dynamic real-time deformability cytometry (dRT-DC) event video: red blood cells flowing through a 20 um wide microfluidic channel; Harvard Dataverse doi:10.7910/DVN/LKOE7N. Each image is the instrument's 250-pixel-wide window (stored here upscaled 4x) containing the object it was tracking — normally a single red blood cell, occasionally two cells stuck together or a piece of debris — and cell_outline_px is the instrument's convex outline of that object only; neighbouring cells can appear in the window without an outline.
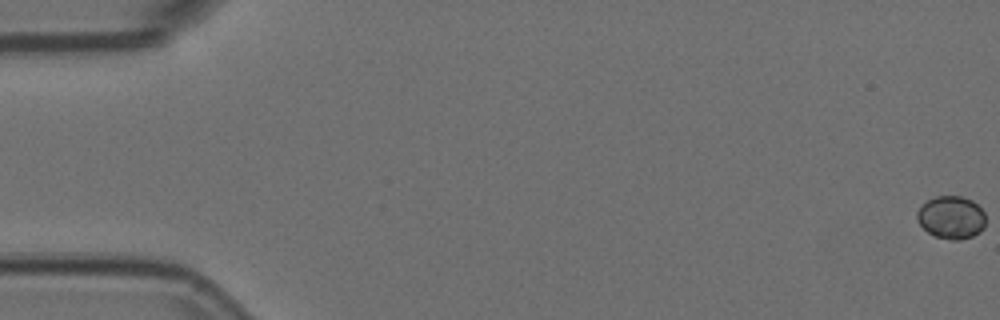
{"species": "Egyptian fruit bat (a non-hibernating species)", "species_latin": "Rousettus aegyptiacus", "temperature_condition": "room temperature", "stored_images_in_passage": 1, "camera_frame_rate_fps": 3000, "um_per_image_px": 0.085, "animal": {"sex": "female"}, "frame": {"image": 1, "passage_image": 1, "time_ms": 0.0, "image_size_px": [1000, 320], "cell_outline_px": [[984, 228], [980, 232], [972, 236], [960, 240], [952, 240], [936, 236], [928, 232], [920, 224], [916, 216], [916, 212], [928, 200], [936, 196], [960, 196], [972, 200], [984, 212]], "centroid_in_image_um": [80.86, 18.48], "position_along_channel_um": 4.1, "area_um2": 16.94}}